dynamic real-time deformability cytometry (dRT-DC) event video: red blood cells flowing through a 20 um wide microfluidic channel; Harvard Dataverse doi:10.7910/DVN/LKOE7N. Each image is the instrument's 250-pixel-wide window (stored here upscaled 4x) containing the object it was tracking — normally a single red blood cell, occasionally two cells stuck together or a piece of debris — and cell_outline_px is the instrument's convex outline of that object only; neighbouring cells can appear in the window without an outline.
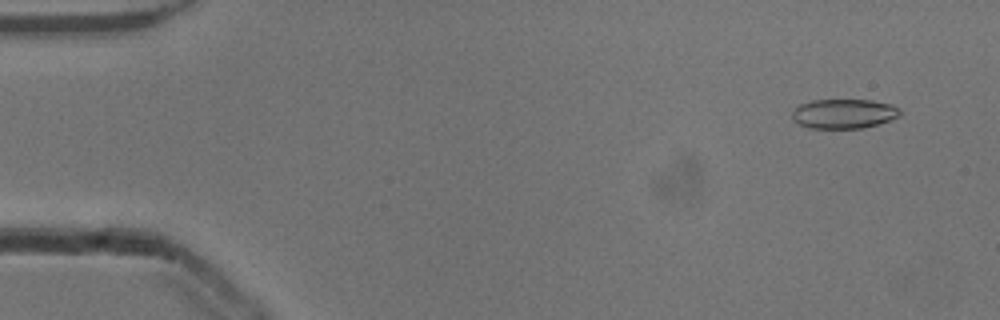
{"species": "common noctule bat (a hibernating species)", "species_latin": "Nyctalus noctula", "temperature_condition": "cold", "stored_images_in_passage": 53, "camera_frame_rate_fps": 3000, "um_per_image_px": 0.085, "animal": {"sex": "male", "body_mass_g": 13.3}, "frame": {"image": 1, "passage_image": 4, "time_ms": 1.0, "image_size_px": [1000, 320], "cell_outline_px": [[900, 116], [876, 124], [860, 128], [808, 128], [792, 120], [792, 112], [800, 104], [812, 100], [872, 100], [892, 104], [900, 108]], "centroid_in_image_um": [71.72, 9.66], "position_along_channel_um": 13.3, "area_um2": 18.5}}
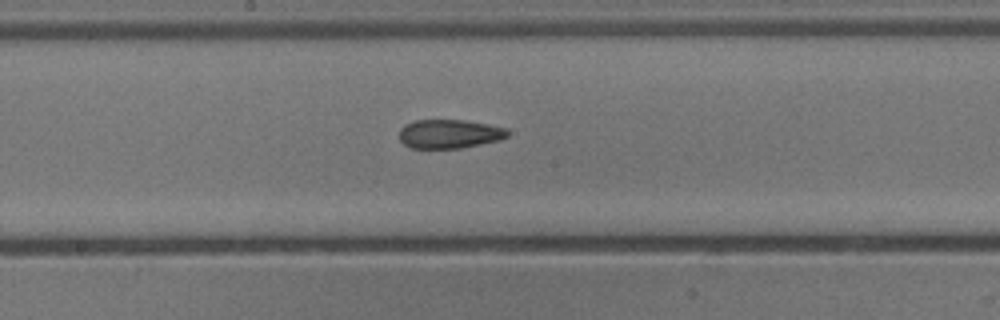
{"frame": {"image": 2, "passage_image": 28, "time_ms": 9.0, "image_size_px": [1000, 320], "cell_outline_px": [[508, 136], [500, 140], [460, 148], [412, 148], [404, 144], [400, 140], [400, 128], [404, 124], [416, 120], [464, 120], [504, 128], [508, 132]], "centroid_in_image_um": [38.15, 11.38], "position_along_channel_um": 210.0, "area_um2": 18.03}}
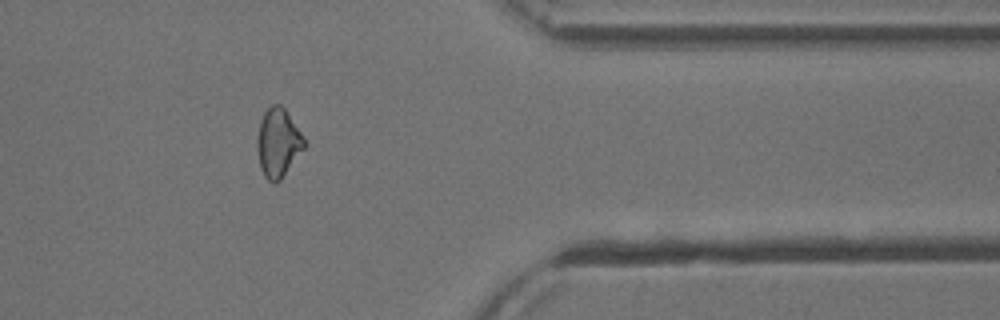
{"frame": {"image": 3, "passage_image": 43, "time_ms": 14.0, "image_size_px": [1000, 320], "cell_outline_px": [[304, 148], [280, 180], [276, 184], [272, 184], [264, 176], [260, 168], [256, 148], [256, 140], [260, 120], [264, 112], [272, 104], [280, 104], [284, 108], [304, 136]], "centroid_in_image_um": [23.6, 12.15], "position_along_channel_um": 387.8, "area_um2": 18.9}, "authors_computed_cell_mechanics": {"area_um2": 19.074, "velocity_mm_per_s": 3.9236, "shape_relaxation_time_tau1_ms": null, "shape_relaxation_time_tau2_ms": 3.0928, "deformation_change_tau1": null, "deformation_change_tau2": 0.0989}}